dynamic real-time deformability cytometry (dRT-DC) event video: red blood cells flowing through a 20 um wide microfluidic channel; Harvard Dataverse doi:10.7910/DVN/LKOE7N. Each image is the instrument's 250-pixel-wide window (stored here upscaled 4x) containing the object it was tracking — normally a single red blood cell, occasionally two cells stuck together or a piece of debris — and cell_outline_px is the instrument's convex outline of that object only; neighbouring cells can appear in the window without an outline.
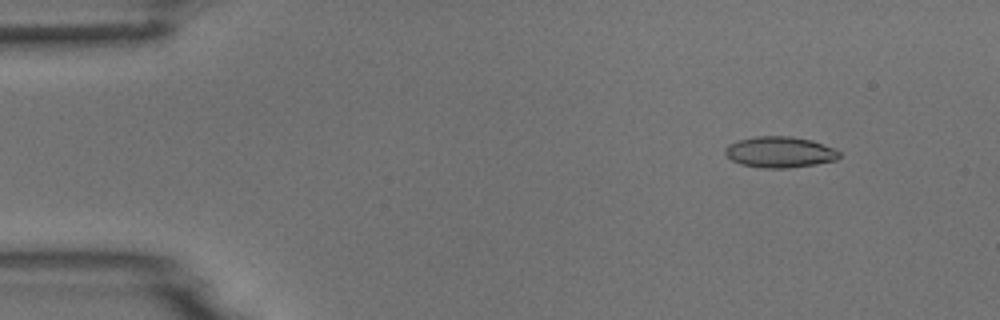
{"species": "common noctule bat (a hibernating species)", "species_latin": "Nyctalus noctula", "temperature_condition": "room temperature", "stored_images_in_passage": 4, "camera_frame_rate_fps": 3000, "um_per_image_px": 0.085, "animal": {"sex": "male", "body_mass_g": 18.8}, "frame": {"image": 1, "passage_image": 2, "time_ms": 0.333, "image_size_px": [1000, 320], "cell_outline_px": [[840, 156], [836, 160], [816, 164], [788, 168], [764, 168], [740, 164], [732, 160], [724, 152], [724, 148], [728, 144], [740, 140], [756, 136], [792, 136], [812, 140], [836, 148], [840, 152]], "centroid_in_image_um": [66.31, 12.92], "position_along_channel_um": 18.7, "area_um2": 20.75}}